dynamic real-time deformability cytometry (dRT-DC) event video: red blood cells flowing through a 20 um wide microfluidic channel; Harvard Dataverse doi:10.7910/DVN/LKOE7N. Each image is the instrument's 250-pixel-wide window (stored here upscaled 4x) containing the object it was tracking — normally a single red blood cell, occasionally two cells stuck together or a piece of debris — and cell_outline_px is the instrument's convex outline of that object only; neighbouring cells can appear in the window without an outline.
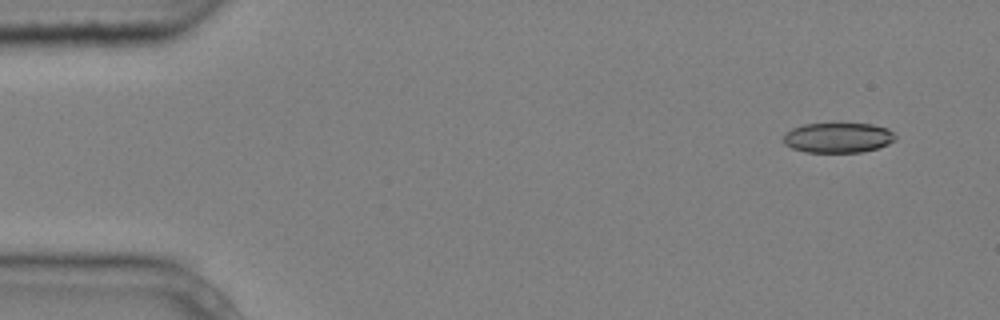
{"species": "common noctule bat (a hibernating species)", "species_latin": "Nyctalus noctula", "temperature_condition": "cold", "stored_images_in_passage": 7, "camera_frame_rate_fps": 3000, "um_per_image_px": 0.085, "animal": {"sex": "male", "body_mass_g": 20.4}, "frame": {"image": 1, "passage_image": 1, "time_ms": 0.0, "image_size_px": [1000, 320], "cell_outline_px": [[896, 140], [888, 144], [876, 148], [860, 152], [804, 152], [792, 148], [784, 144], [784, 132], [792, 128], [804, 124], [840, 120], [872, 124], [888, 128], [896, 136]], "centroid_in_image_um": [71.22, 11.64], "position_along_channel_um": 13.8, "area_um2": 20.58}}
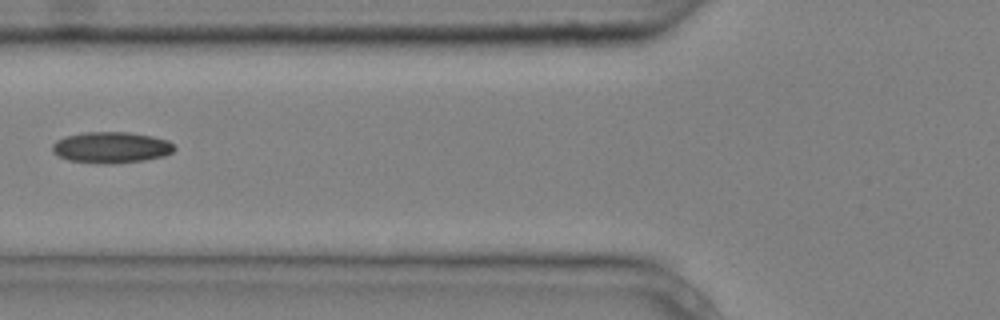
{"frame": {"image": 2, "passage_image": 6, "time_ms": 1.667, "image_size_px": [1000, 320], "cell_outline_px": [[176, 148], [172, 152], [164, 156], [144, 160], [116, 164], [100, 164], [68, 160], [52, 152], [52, 144], [56, 140], [64, 136], [84, 132], [128, 132], [152, 136], [168, 140]], "centroid_in_image_um": [9.44, 12.53], "position_along_channel_um": 116.4, "area_um2": 22.37}}